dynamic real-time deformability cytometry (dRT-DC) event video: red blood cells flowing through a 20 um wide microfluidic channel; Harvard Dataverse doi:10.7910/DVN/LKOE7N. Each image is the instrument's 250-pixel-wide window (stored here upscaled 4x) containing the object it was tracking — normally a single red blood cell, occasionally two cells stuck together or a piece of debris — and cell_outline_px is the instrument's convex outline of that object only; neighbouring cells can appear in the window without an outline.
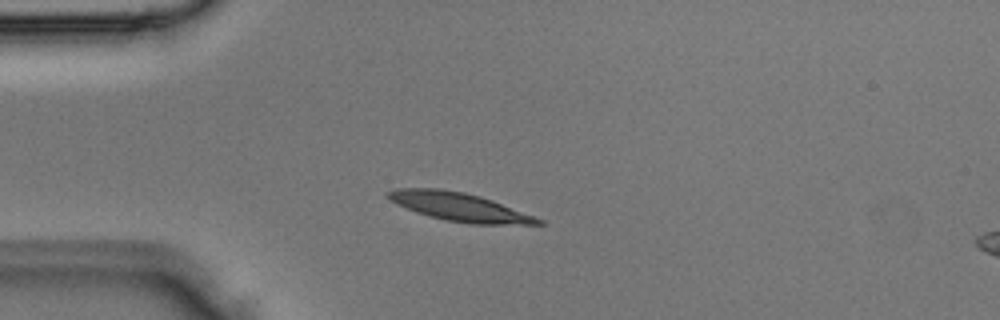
{"species": "Egyptian fruit bat (a non-hibernating species)", "species_latin": "Rousettus aegyptiacus", "temperature_condition": "room temperature", "stored_images_in_passage": 3, "camera_frame_rate_fps": 3000, "um_per_image_px": 0.085, "animal": {"sex": "male"}, "frame": {"image": 1, "passage_image": 2, "time_ms": 0.333, "image_size_px": [1000, 320], "cell_outline_px": [[544, 224], [468, 224], [444, 220], [416, 212], [396, 204], [388, 196], [388, 192], [396, 188], [440, 188], [464, 192], [480, 196], [492, 200], [544, 220]], "centroid_in_image_um": [39.05, 17.59], "position_along_channel_um": 45.9, "area_um2": 24.62}}